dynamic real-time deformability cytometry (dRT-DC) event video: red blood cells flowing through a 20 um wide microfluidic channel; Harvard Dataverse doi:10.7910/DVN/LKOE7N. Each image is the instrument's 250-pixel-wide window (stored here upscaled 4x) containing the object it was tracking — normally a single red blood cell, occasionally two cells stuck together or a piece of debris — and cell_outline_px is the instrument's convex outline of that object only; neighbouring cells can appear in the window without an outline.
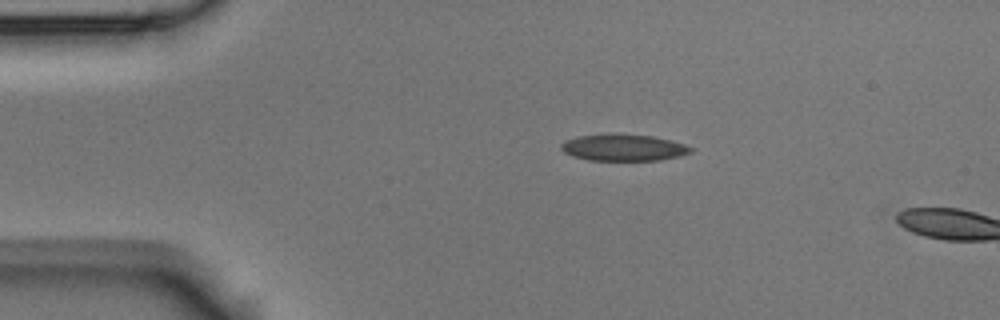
{"species": "Egyptian fruit bat (a non-hibernating species)", "species_latin": "Rousettus aegyptiacus", "temperature_condition": "room temperature", "stored_images_in_passage": 10, "camera_frame_rate_fps": 3000, "um_per_image_px": 0.085, "animal": {"sex": "male"}, "frame": {"image": 1, "passage_image": 3, "time_ms": 0.667, "image_size_px": [1000, 320], "cell_outline_px": [[696, 148], [692, 152], [680, 156], [660, 160], [588, 160], [572, 156], [564, 152], [560, 148], [560, 144], [564, 140], [580, 136], [652, 136], [672, 140]], "centroid_in_image_um": [53.04, 12.58], "position_along_channel_um": 32.0, "area_um2": 19.54}}
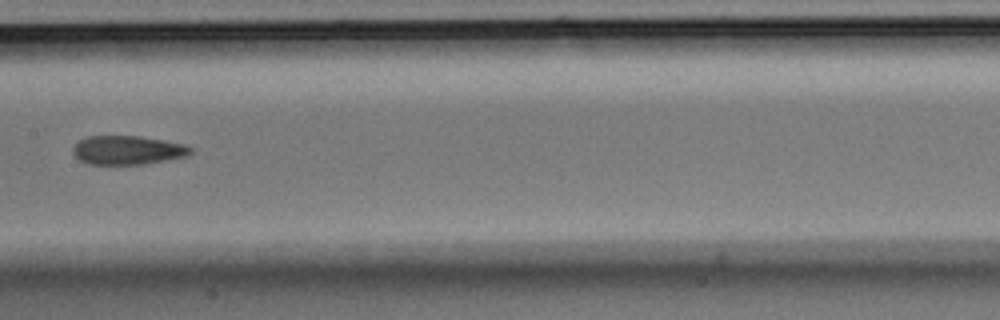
{"frame": {"image": 2, "passage_image": 7, "time_ms": 2.0, "image_size_px": [1000, 320], "cell_outline_px": [[192, 152], [188, 156], [144, 164], [88, 164], [80, 160], [72, 152], [72, 148], [80, 140], [88, 136], [140, 136], [164, 140], [184, 144], [192, 148]], "centroid_in_image_um": [10.86, 12.76], "position_along_channel_um": 196.5, "area_um2": 19.77}}
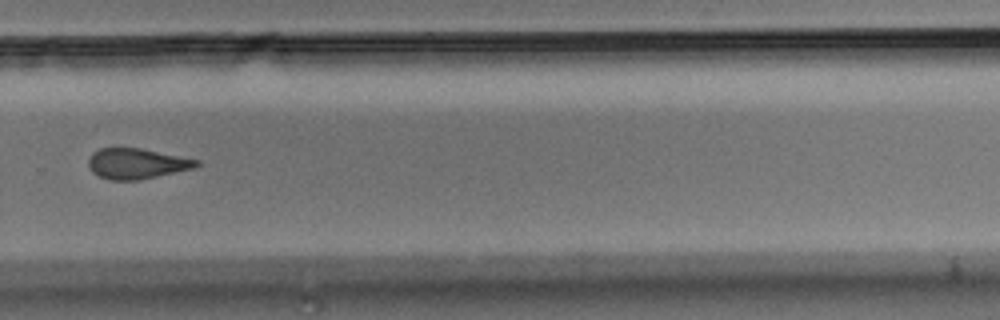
{"frame": {"image": 3, "passage_image": 10, "time_ms": 3.0, "image_size_px": [1000, 320], "cell_outline_px": [[200, 164], [196, 168], [140, 180], [108, 180], [92, 172], [88, 168], [88, 160], [92, 152], [100, 148], [140, 148], [200, 160]], "centroid_in_image_um": [11.62, 13.91], "position_along_channel_um": 318.2, "area_um2": 19.36}}